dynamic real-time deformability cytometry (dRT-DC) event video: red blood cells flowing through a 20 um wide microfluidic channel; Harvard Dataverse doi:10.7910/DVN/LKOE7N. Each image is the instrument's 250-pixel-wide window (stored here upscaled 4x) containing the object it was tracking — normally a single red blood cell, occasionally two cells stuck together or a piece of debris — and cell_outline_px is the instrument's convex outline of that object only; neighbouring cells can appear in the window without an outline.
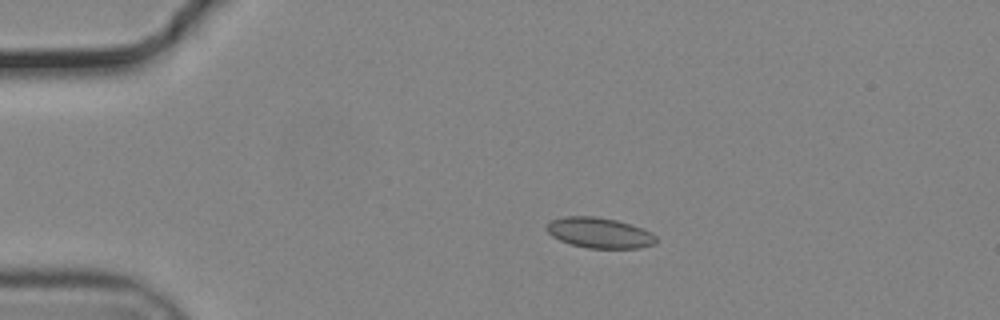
{"species": "common noctule bat (a hibernating species)", "species_latin": "Nyctalus noctula", "temperature_condition": "cold", "stored_images_in_passage": 45, "camera_frame_rate_fps": 3000, "um_per_image_px": 0.085, "animal": {"sex": "male", "body_mass_g": 19.2, "forearm_length_mm": 51.8}, "frame": {"image": 1, "passage_image": 1, "time_ms": 0.0, "image_size_px": [1000, 320], "cell_outline_px": [[656, 244], [640, 248], [588, 248], [572, 244], [560, 240], [552, 236], [548, 232], [548, 224], [552, 220], [564, 216], [596, 216], [616, 220], [652, 232], [656, 236]], "centroid_in_image_um": [50.98, 19.79], "position_along_channel_um": 34.0, "area_um2": 19.25}}
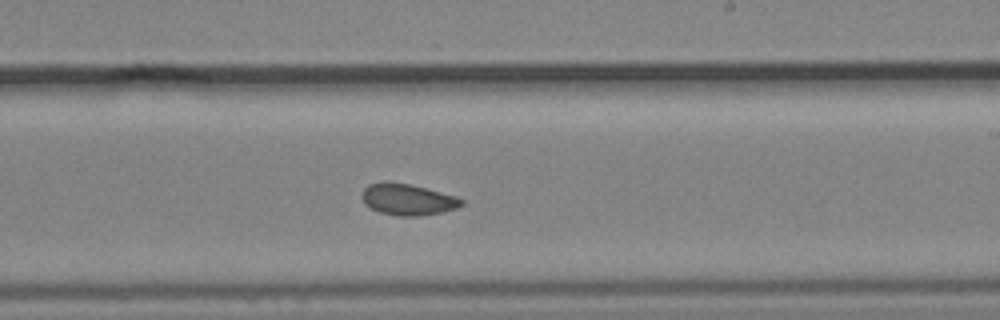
{"frame": {"image": 2, "passage_image": 23, "time_ms": 7.333, "image_size_px": [1000, 320], "cell_outline_px": [[464, 204], [456, 208], [444, 212], [420, 216], [400, 216], [380, 212], [364, 204], [364, 188], [368, 184], [384, 180], [408, 184], [456, 196], [464, 200]], "centroid_in_image_um": [34.67, 16.95], "position_along_channel_um": 254.3, "area_um2": 18.09}}
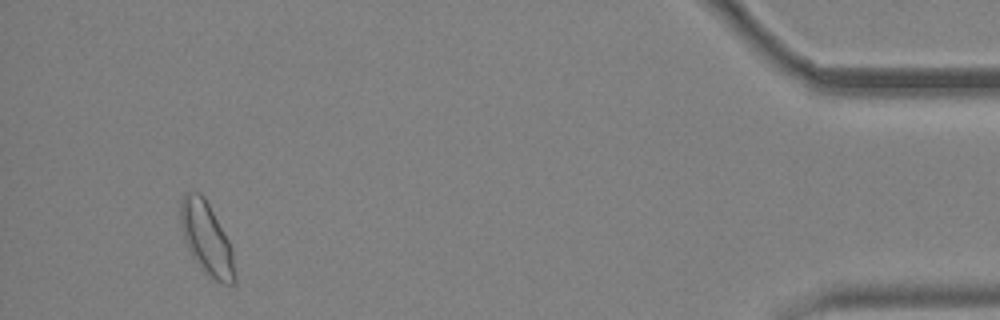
{"frame": {"image": 3, "passage_image": 42, "time_ms": 13.667, "image_size_px": [1000, 320], "cell_outline_px": [[236, 280], [232, 284], [224, 284], [212, 280], [204, 272], [192, 256], [184, 240], [180, 224], [180, 200], [184, 192], [200, 192], [204, 196], [224, 232], [232, 248], [236, 276]], "centroid_in_image_um": [17.55, 20.28], "position_along_channel_um": 417.7, "area_um2": 23.06}, "authors_computed_cell_mechanics": {"area_um2": 18.5538, "velocity_mm_per_s": 3.6786, "shape_relaxation_time_tau1_ms": null, "shape_relaxation_time_tau2_ms": 2.0121, "deformation_change_tau1": null, "deformation_change_tau2": 0.0522}}